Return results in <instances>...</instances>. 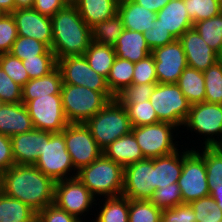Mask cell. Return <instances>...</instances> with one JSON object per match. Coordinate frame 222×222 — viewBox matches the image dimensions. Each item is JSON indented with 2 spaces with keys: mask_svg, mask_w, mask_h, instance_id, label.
<instances>
[{
  "mask_svg": "<svg viewBox=\"0 0 222 222\" xmlns=\"http://www.w3.org/2000/svg\"><path fill=\"white\" fill-rule=\"evenodd\" d=\"M55 183L34 165L15 164L3 172L2 192L38 213L54 204Z\"/></svg>",
  "mask_w": 222,
  "mask_h": 222,
  "instance_id": "cell-1",
  "label": "cell"
},
{
  "mask_svg": "<svg viewBox=\"0 0 222 222\" xmlns=\"http://www.w3.org/2000/svg\"><path fill=\"white\" fill-rule=\"evenodd\" d=\"M53 42L51 50L56 60L83 55L92 42L91 28L81 18L76 6L66 5L51 17Z\"/></svg>",
  "mask_w": 222,
  "mask_h": 222,
  "instance_id": "cell-2",
  "label": "cell"
},
{
  "mask_svg": "<svg viewBox=\"0 0 222 222\" xmlns=\"http://www.w3.org/2000/svg\"><path fill=\"white\" fill-rule=\"evenodd\" d=\"M76 177L95 197L100 195L105 199L122 195L124 168L103 154L90 165L80 168Z\"/></svg>",
  "mask_w": 222,
  "mask_h": 222,
  "instance_id": "cell-3",
  "label": "cell"
},
{
  "mask_svg": "<svg viewBox=\"0 0 222 222\" xmlns=\"http://www.w3.org/2000/svg\"><path fill=\"white\" fill-rule=\"evenodd\" d=\"M91 135L103 150L116 139L132 131L125 107L115 98L85 122Z\"/></svg>",
  "mask_w": 222,
  "mask_h": 222,
  "instance_id": "cell-4",
  "label": "cell"
},
{
  "mask_svg": "<svg viewBox=\"0 0 222 222\" xmlns=\"http://www.w3.org/2000/svg\"><path fill=\"white\" fill-rule=\"evenodd\" d=\"M34 166L55 182L76 177L77 170L66 149L64 130L59 133L44 131V147L39 151V157ZM72 170L76 171L74 175L70 174Z\"/></svg>",
  "mask_w": 222,
  "mask_h": 222,
  "instance_id": "cell-5",
  "label": "cell"
},
{
  "mask_svg": "<svg viewBox=\"0 0 222 222\" xmlns=\"http://www.w3.org/2000/svg\"><path fill=\"white\" fill-rule=\"evenodd\" d=\"M61 97L69 123H85L109 102L99 91L72 84H62Z\"/></svg>",
  "mask_w": 222,
  "mask_h": 222,
  "instance_id": "cell-6",
  "label": "cell"
},
{
  "mask_svg": "<svg viewBox=\"0 0 222 222\" xmlns=\"http://www.w3.org/2000/svg\"><path fill=\"white\" fill-rule=\"evenodd\" d=\"M149 101L159 122L173 124L179 130L186 120L191 104L176 83H157Z\"/></svg>",
  "mask_w": 222,
  "mask_h": 222,
  "instance_id": "cell-7",
  "label": "cell"
},
{
  "mask_svg": "<svg viewBox=\"0 0 222 222\" xmlns=\"http://www.w3.org/2000/svg\"><path fill=\"white\" fill-rule=\"evenodd\" d=\"M182 151V173L178 179L183 203H191L210 195L207 183V170L204 157L199 149L191 148Z\"/></svg>",
  "mask_w": 222,
  "mask_h": 222,
  "instance_id": "cell-8",
  "label": "cell"
},
{
  "mask_svg": "<svg viewBox=\"0 0 222 222\" xmlns=\"http://www.w3.org/2000/svg\"><path fill=\"white\" fill-rule=\"evenodd\" d=\"M177 127L166 122L132 127V133L144 158L152 159L174 153L178 143L173 137ZM176 142V143H175Z\"/></svg>",
  "mask_w": 222,
  "mask_h": 222,
  "instance_id": "cell-9",
  "label": "cell"
},
{
  "mask_svg": "<svg viewBox=\"0 0 222 222\" xmlns=\"http://www.w3.org/2000/svg\"><path fill=\"white\" fill-rule=\"evenodd\" d=\"M62 84L87 87L101 92L109 101L115 99L110 92L106 78L94 71L83 55L67 56L57 60Z\"/></svg>",
  "mask_w": 222,
  "mask_h": 222,
  "instance_id": "cell-10",
  "label": "cell"
},
{
  "mask_svg": "<svg viewBox=\"0 0 222 222\" xmlns=\"http://www.w3.org/2000/svg\"><path fill=\"white\" fill-rule=\"evenodd\" d=\"M185 126L187 130L191 132L194 130L193 132L207 137L203 142L205 147L217 145L222 139V104L208 102L192 104L183 124V127Z\"/></svg>",
  "mask_w": 222,
  "mask_h": 222,
  "instance_id": "cell-11",
  "label": "cell"
},
{
  "mask_svg": "<svg viewBox=\"0 0 222 222\" xmlns=\"http://www.w3.org/2000/svg\"><path fill=\"white\" fill-rule=\"evenodd\" d=\"M25 106L34 129L59 133L69 124L63 111L61 94L35 98L28 101Z\"/></svg>",
  "mask_w": 222,
  "mask_h": 222,
  "instance_id": "cell-12",
  "label": "cell"
},
{
  "mask_svg": "<svg viewBox=\"0 0 222 222\" xmlns=\"http://www.w3.org/2000/svg\"><path fill=\"white\" fill-rule=\"evenodd\" d=\"M64 139L77 171L90 165L103 154L85 123H69L64 129Z\"/></svg>",
  "mask_w": 222,
  "mask_h": 222,
  "instance_id": "cell-13",
  "label": "cell"
},
{
  "mask_svg": "<svg viewBox=\"0 0 222 222\" xmlns=\"http://www.w3.org/2000/svg\"><path fill=\"white\" fill-rule=\"evenodd\" d=\"M95 196L77 178H70L55 183L54 204L84 222L81 216L92 209L93 204L97 206ZM86 211V212H85Z\"/></svg>",
  "mask_w": 222,
  "mask_h": 222,
  "instance_id": "cell-14",
  "label": "cell"
},
{
  "mask_svg": "<svg viewBox=\"0 0 222 222\" xmlns=\"http://www.w3.org/2000/svg\"><path fill=\"white\" fill-rule=\"evenodd\" d=\"M154 191V158H145L124 168L123 196L149 200Z\"/></svg>",
  "mask_w": 222,
  "mask_h": 222,
  "instance_id": "cell-15",
  "label": "cell"
},
{
  "mask_svg": "<svg viewBox=\"0 0 222 222\" xmlns=\"http://www.w3.org/2000/svg\"><path fill=\"white\" fill-rule=\"evenodd\" d=\"M156 66L158 83H177L188 66L181 42L175 41L151 51Z\"/></svg>",
  "mask_w": 222,
  "mask_h": 222,
  "instance_id": "cell-16",
  "label": "cell"
},
{
  "mask_svg": "<svg viewBox=\"0 0 222 222\" xmlns=\"http://www.w3.org/2000/svg\"><path fill=\"white\" fill-rule=\"evenodd\" d=\"M11 14L17 27L18 36L33 38L51 49L53 42L51 17L40 14L32 7L16 9Z\"/></svg>",
  "mask_w": 222,
  "mask_h": 222,
  "instance_id": "cell-17",
  "label": "cell"
},
{
  "mask_svg": "<svg viewBox=\"0 0 222 222\" xmlns=\"http://www.w3.org/2000/svg\"><path fill=\"white\" fill-rule=\"evenodd\" d=\"M178 40L182 44L189 67L204 71L221 59L193 27Z\"/></svg>",
  "mask_w": 222,
  "mask_h": 222,
  "instance_id": "cell-18",
  "label": "cell"
},
{
  "mask_svg": "<svg viewBox=\"0 0 222 222\" xmlns=\"http://www.w3.org/2000/svg\"><path fill=\"white\" fill-rule=\"evenodd\" d=\"M10 139L15 164L34 165L39 157V151L44 147V131L33 129L16 134Z\"/></svg>",
  "mask_w": 222,
  "mask_h": 222,
  "instance_id": "cell-19",
  "label": "cell"
},
{
  "mask_svg": "<svg viewBox=\"0 0 222 222\" xmlns=\"http://www.w3.org/2000/svg\"><path fill=\"white\" fill-rule=\"evenodd\" d=\"M184 0H170L156 14L159 24L179 39L187 30L193 27Z\"/></svg>",
  "mask_w": 222,
  "mask_h": 222,
  "instance_id": "cell-20",
  "label": "cell"
},
{
  "mask_svg": "<svg viewBox=\"0 0 222 222\" xmlns=\"http://www.w3.org/2000/svg\"><path fill=\"white\" fill-rule=\"evenodd\" d=\"M33 129L31 117L22 102L4 103L0 108V134L12 137Z\"/></svg>",
  "mask_w": 222,
  "mask_h": 222,
  "instance_id": "cell-21",
  "label": "cell"
},
{
  "mask_svg": "<svg viewBox=\"0 0 222 222\" xmlns=\"http://www.w3.org/2000/svg\"><path fill=\"white\" fill-rule=\"evenodd\" d=\"M156 14L133 0H119L118 15L122 19L124 29L144 33L152 29Z\"/></svg>",
  "mask_w": 222,
  "mask_h": 222,
  "instance_id": "cell-22",
  "label": "cell"
},
{
  "mask_svg": "<svg viewBox=\"0 0 222 222\" xmlns=\"http://www.w3.org/2000/svg\"><path fill=\"white\" fill-rule=\"evenodd\" d=\"M103 155L123 168L145 159L132 132L125 134L105 147Z\"/></svg>",
  "mask_w": 222,
  "mask_h": 222,
  "instance_id": "cell-23",
  "label": "cell"
},
{
  "mask_svg": "<svg viewBox=\"0 0 222 222\" xmlns=\"http://www.w3.org/2000/svg\"><path fill=\"white\" fill-rule=\"evenodd\" d=\"M116 57L138 62L151 54L143 33L124 29L114 45Z\"/></svg>",
  "mask_w": 222,
  "mask_h": 222,
  "instance_id": "cell-24",
  "label": "cell"
},
{
  "mask_svg": "<svg viewBox=\"0 0 222 222\" xmlns=\"http://www.w3.org/2000/svg\"><path fill=\"white\" fill-rule=\"evenodd\" d=\"M181 173L182 152L154 158V190L178 182Z\"/></svg>",
  "mask_w": 222,
  "mask_h": 222,
  "instance_id": "cell-25",
  "label": "cell"
},
{
  "mask_svg": "<svg viewBox=\"0 0 222 222\" xmlns=\"http://www.w3.org/2000/svg\"><path fill=\"white\" fill-rule=\"evenodd\" d=\"M119 0H79L75 5L81 18L92 28L118 13Z\"/></svg>",
  "mask_w": 222,
  "mask_h": 222,
  "instance_id": "cell-26",
  "label": "cell"
},
{
  "mask_svg": "<svg viewBox=\"0 0 222 222\" xmlns=\"http://www.w3.org/2000/svg\"><path fill=\"white\" fill-rule=\"evenodd\" d=\"M62 83L61 72L57 67L46 76L30 79L22 87V103L26 104L30 100L49 94H61Z\"/></svg>",
  "mask_w": 222,
  "mask_h": 222,
  "instance_id": "cell-27",
  "label": "cell"
},
{
  "mask_svg": "<svg viewBox=\"0 0 222 222\" xmlns=\"http://www.w3.org/2000/svg\"><path fill=\"white\" fill-rule=\"evenodd\" d=\"M176 84L191 105L205 102L203 71L187 66Z\"/></svg>",
  "mask_w": 222,
  "mask_h": 222,
  "instance_id": "cell-28",
  "label": "cell"
},
{
  "mask_svg": "<svg viewBox=\"0 0 222 222\" xmlns=\"http://www.w3.org/2000/svg\"><path fill=\"white\" fill-rule=\"evenodd\" d=\"M0 222H37V212L3 192L0 194Z\"/></svg>",
  "mask_w": 222,
  "mask_h": 222,
  "instance_id": "cell-29",
  "label": "cell"
},
{
  "mask_svg": "<svg viewBox=\"0 0 222 222\" xmlns=\"http://www.w3.org/2000/svg\"><path fill=\"white\" fill-rule=\"evenodd\" d=\"M89 66L98 74L107 78L116 58L114 46L91 42L83 54Z\"/></svg>",
  "mask_w": 222,
  "mask_h": 222,
  "instance_id": "cell-30",
  "label": "cell"
},
{
  "mask_svg": "<svg viewBox=\"0 0 222 222\" xmlns=\"http://www.w3.org/2000/svg\"><path fill=\"white\" fill-rule=\"evenodd\" d=\"M134 62L116 57L106 78L110 92L116 96L125 87L132 84Z\"/></svg>",
  "mask_w": 222,
  "mask_h": 222,
  "instance_id": "cell-31",
  "label": "cell"
},
{
  "mask_svg": "<svg viewBox=\"0 0 222 222\" xmlns=\"http://www.w3.org/2000/svg\"><path fill=\"white\" fill-rule=\"evenodd\" d=\"M101 206L94 222H129V198L126 196L106 197Z\"/></svg>",
  "mask_w": 222,
  "mask_h": 222,
  "instance_id": "cell-32",
  "label": "cell"
},
{
  "mask_svg": "<svg viewBox=\"0 0 222 222\" xmlns=\"http://www.w3.org/2000/svg\"><path fill=\"white\" fill-rule=\"evenodd\" d=\"M193 28L202 39L222 58V15L198 21Z\"/></svg>",
  "mask_w": 222,
  "mask_h": 222,
  "instance_id": "cell-33",
  "label": "cell"
},
{
  "mask_svg": "<svg viewBox=\"0 0 222 222\" xmlns=\"http://www.w3.org/2000/svg\"><path fill=\"white\" fill-rule=\"evenodd\" d=\"M124 30L118 13L91 28L92 41L100 45L114 46Z\"/></svg>",
  "mask_w": 222,
  "mask_h": 222,
  "instance_id": "cell-34",
  "label": "cell"
},
{
  "mask_svg": "<svg viewBox=\"0 0 222 222\" xmlns=\"http://www.w3.org/2000/svg\"><path fill=\"white\" fill-rule=\"evenodd\" d=\"M205 102L222 104V58L203 71Z\"/></svg>",
  "mask_w": 222,
  "mask_h": 222,
  "instance_id": "cell-35",
  "label": "cell"
},
{
  "mask_svg": "<svg viewBox=\"0 0 222 222\" xmlns=\"http://www.w3.org/2000/svg\"><path fill=\"white\" fill-rule=\"evenodd\" d=\"M203 150L199 153L204 157L207 170L208 188L222 187V151L213 147L202 146Z\"/></svg>",
  "mask_w": 222,
  "mask_h": 222,
  "instance_id": "cell-36",
  "label": "cell"
},
{
  "mask_svg": "<svg viewBox=\"0 0 222 222\" xmlns=\"http://www.w3.org/2000/svg\"><path fill=\"white\" fill-rule=\"evenodd\" d=\"M162 210L150 200L129 199V222H161Z\"/></svg>",
  "mask_w": 222,
  "mask_h": 222,
  "instance_id": "cell-37",
  "label": "cell"
},
{
  "mask_svg": "<svg viewBox=\"0 0 222 222\" xmlns=\"http://www.w3.org/2000/svg\"><path fill=\"white\" fill-rule=\"evenodd\" d=\"M22 62L29 79L46 76L57 67V60L51 49H48L42 55L36 56V58L23 59Z\"/></svg>",
  "mask_w": 222,
  "mask_h": 222,
  "instance_id": "cell-38",
  "label": "cell"
},
{
  "mask_svg": "<svg viewBox=\"0 0 222 222\" xmlns=\"http://www.w3.org/2000/svg\"><path fill=\"white\" fill-rule=\"evenodd\" d=\"M186 9L193 24L215 17L221 12L218 0H184Z\"/></svg>",
  "mask_w": 222,
  "mask_h": 222,
  "instance_id": "cell-39",
  "label": "cell"
},
{
  "mask_svg": "<svg viewBox=\"0 0 222 222\" xmlns=\"http://www.w3.org/2000/svg\"><path fill=\"white\" fill-rule=\"evenodd\" d=\"M122 105L127 111L132 127L156 124L159 122L157 114L149 100Z\"/></svg>",
  "mask_w": 222,
  "mask_h": 222,
  "instance_id": "cell-40",
  "label": "cell"
},
{
  "mask_svg": "<svg viewBox=\"0 0 222 222\" xmlns=\"http://www.w3.org/2000/svg\"><path fill=\"white\" fill-rule=\"evenodd\" d=\"M190 205L195 212L196 222L222 221V210L211 195L192 201Z\"/></svg>",
  "mask_w": 222,
  "mask_h": 222,
  "instance_id": "cell-41",
  "label": "cell"
},
{
  "mask_svg": "<svg viewBox=\"0 0 222 222\" xmlns=\"http://www.w3.org/2000/svg\"><path fill=\"white\" fill-rule=\"evenodd\" d=\"M49 48L33 38L18 36L14 41L9 53L20 60L27 58H36L38 55L44 54Z\"/></svg>",
  "mask_w": 222,
  "mask_h": 222,
  "instance_id": "cell-42",
  "label": "cell"
},
{
  "mask_svg": "<svg viewBox=\"0 0 222 222\" xmlns=\"http://www.w3.org/2000/svg\"><path fill=\"white\" fill-rule=\"evenodd\" d=\"M149 200L162 211L183 203L178 182L156 189Z\"/></svg>",
  "mask_w": 222,
  "mask_h": 222,
  "instance_id": "cell-43",
  "label": "cell"
},
{
  "mask_svg": "<svg viewBox=\"0 0 222 222\" xmlns=\"http://www.w3.org/2000/svg\"><path fill=\"white\" fill-rule=\"evenodd\" d=\"M0 67L18 85L23 87L30 79L22 60L11 53L0 54Z\"/></svg>",
  "mask_w": 222,
  "mask_h": 222,
  "instance_id": "cell-44",
  "label": "cell"
},
{
  "mask_svg": "<svg viewBox=\"0 0 222 222\" xmlns=\"http://www.w3.org/2000/svg\"><path fill=\"white\" fill-rule=\"evenodd\" d=\"M157 83L134 84L125 87L115 98L121 104H134L147 101L150 98Z\"/></svg>",
  "mask_w": 222,
  "mask_h": 222,
  "instance_id": "cell-45",
  "label": "cell"
},
{
  "mask_svg": "<svg viewBox=\"0 0 222 222\" xmlns=\"http://www.w3.org/2000/svg\"><path fill=\"white\" fill-rule=\"evenodd\" d=\"M132 83H158V79L156 76V66L152 54H149L142 60L134 63V74L132 78Z\"/></svg>",
  "mask_w": 222,
  "mask_h": 222,
  "instance_id": "cell-46",
  "label": "cell"
},
{
  "mask_svg": "<svg viewBox=\"0 0 222 222\" xmlns=\"http://www.w3.org/2000/svg\"><path fill=\"white\" fill-rule=\"evenodd\" d=\"M18 37L17 27L11 13L0 18V54L10 52L12 45Z\"/></svg>",
  "mask_w": 222,
  "mask_h": 222,
  "instance_id": "cell-47",
  "label": "cell"
},
{
  "mask_svg": "<svg viewBox=\"0 0 222 222\" xmlns=\"http://www.w3.org/2000/svg\"><path fill=\"white\" fill-rule=\"evenodd\" d=\"M0 99L4 103L22 102V87L16 84L0 67Z\"/></svg>",
  "mask_w": 222,
  "mask_h": 222,
  "instance_id": "cell-48",
  "label": "cell"
},
{
  "mask_svg": "<svg viewBox=\"0 0 222 222\" xmlns=\"http://www.w3.org/2000/svg\"><path fill=\"white\" fill-rule=\"evenodd\" d=\"M143 35L151 51L176 40L169 31L159 24L157 19L153 22L152 29L145 31Z\"/></svg>",
  "mask_w": 222,
  "mask_h": 222,
  "instance_id": "cell-49",
  "label": "cell"
},
{
  "mask_svg": "<svg viewBox=\"0 0 222 222\" xmlns=\"http://www.w3.org/2000/svg\"><path fill=\"white\" fill-rule=\"evenodd\" d=\"M163 222H196L195 212L189 203H182L162 211Z\"/></svg>",
  "mask_w": 222,
  "mask_h": 222,
  "instance_id": "cell-50",
  "label": "cell"
},
{
  "mask_svg": "<svg viewBox=\"0 0 222 222\" xmlns=\"http://www.w3.org/2000/svg\"><path fill=\"white\" fill-rule=\"evenodd\" d=\"M37 222H81L65 210L51 204L37 213Z\"/></svg>",
  "mask_w": 222,
  "mask_h": 222,
  "instance_id": "cell-51",
  "label": "cell"
},
{
  "mask_svg": "<svg viewBox=\"0 0 222 222\" xmlns=\"http://www.w3.org/2000/svg\"><path fill=\"white\" fill-rule=\"evenodd\" d=\"M14 165L11 139L8 136L0 134V171L5 172Z\"/></svg>",
  "mask_w": 222,
  "mask_h": 222,
  "instance_id": "cell-52",
  "label": "cell"
},
{
  "mask_svg": "<svg viewBox=\"0 0 222 222\" xmlns=\"http://www.w3.org/2000/svg\"><path fill=\"white\" fill-rule=\"evenodd\" d=\"M65 6L62 0H35L32 8L42 15L52 17Z\"/></svg>",
  "mask_w": 222,
  "mask_h": 222,
  "instance_id": "cell-53",
  "label": "cell"
},
{
  "mask_svg": "<svg viewBox=\"0 0 222 222\" xmlns=\"http://www.w3.org/2000/svg\"><path fill=\"white\" fill-rule=\"evenodd\" d=\"M137 4L144 6L146 9L157 13L161 10L170 0H133Z\"/></svg>",
  "mask_w": 222,
  "mask_h": 222,
  "instance_id": "cell-54",
  "label": "cell"
},
{
  "mask_svg": "<svg viewBox=\"0 0 222 222\" xmlns=\"http://www.w3.org/2000/svg\"><path fill=\"white\" fill-rule=\"evenodd\" d=\"M210 195L214 198L217 206L222 210V187L215 186L210 190Z\"/></svg>",
  "mask_w": 222,
  "mask_h": 222,
  "instance_id": "cell-55",
  "label": "cell"
},
{
  "mask_svg": "<svg viewBox=\"0 0 222 222\" xmlns=\"http://www.w3.org/2000/svg\"><path fill=\"white\" fill-rule=\"evenodd\" d=\"M0 8L5 13H12L15 10V0H0Z\"/></svg>",
  "mask_w": 222,
  "mask_h": 222,
  "instance_id": "cell-56",
  "label": "cell"
},
{
  "mask_svg": "<svg viewBox=\"0 0 222 222\" xmlns=\"http://www.w3.org/2000/svg\"><path fill=\"white\" fill-rule=\"evenodd\" d=\"M35 0H15V10L21 8H31Z\"/></svg>",
  "mask_w": 222,
  "mask_h": 222,
  "instance_id": "cell-57",
  "label": "cell"
},
{
  "mask_svg": "<svg viewBox=\"0 0 222 222\" xmlns=\"http://www.w3.org/2000/svg\"><path fill=\"white\" fill-rule=\"evenodd\" d=\"M65 5L68 6H75L79 0H62Z\"/></svg>",
  "mask_w": 222,
  "mask_h": 222,
  "instance_id": "cell-58",
  "label": "cell"
},
{
  "mask_svg": "<svg viewBox=\"0 0 222 222\" xmlns=\"http://www.w3.org/2000/svg\"><path fill=\"white\" fill-rule=\"evenodd\" d=\"M2 185H3V172L0 171V194L2 193Z\"/></svg>",
  "mask_w": 222,
  "mask_h": 222,
  "instance_id": "cell-59",
  "label": "cell"
},
{
  "mask_svg": "<svg viewBox=\"0 0 222 222\" xmlns=\"http://www.w3.org/2000/svg\"><path fill=\"white\" fill-rule=\"evenodd\" d=\"M215 147L222 151V139L217 143V145H215Z\"/></svg>",
  "mask_w": 222,
  "mask_h": 222,
  "instance_id": "cell-60",
  "label": "cell"
},
{
  "mask_svg": "<svg viewBox=\"0 0 222 222\" xmlns=\"http://www.w3.org/2000/svg\"><path fill=\"white\" fill-rule=\"evenodd\" d=\"M5 14H6V13L4 12V10H2V9L0 8V18L3 17Z\"/></svg>",
  "mask_w": 222,
  "mask_h": 222,
  "instance_id": "cell-61",
  "label": "cell"
},
{
  "mask_svg": "<svg viewBox=\"0 0 222 222\" xmlns=\"http://www.w3.org/2000/svg\"><path fill=\"white\" fill-rule=\"evenodd\" d=\"M4 105V102L0 99V108Z\"/></svg>",
  "mask_w": 222,
  "mask_h": 222,
  "instance_id": "cell-62",
  "label": "cell"
}]
</instances>
